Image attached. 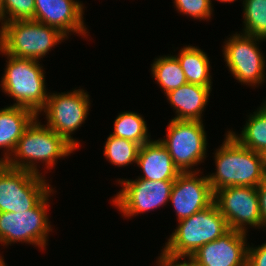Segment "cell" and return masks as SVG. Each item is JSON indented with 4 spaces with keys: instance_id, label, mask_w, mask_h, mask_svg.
<instances>
[{
    "instance_id": "6da1fadb",
    "label": "cell",
    "mask_w": 266,
    "mask_h": 266,
    "mask_svg": "<svg viewBox=\"0 0 266 266\" xmlns=\"http://www.w3.org/2000/svg\"><path fill=\"white\" fill-rule=\"evenodd\" d=\"M225 137L214 154L216 171L208 176L212 191L230 186H259L266 178L260 153L242 146L228 131Z\"/></svg>"
},
{
    "instance_id": "7a4b0ae2",
    "label": "cell",
    "mask_w": 266,
    "mask_h": 266,
    "mask_svg": "<svg viewBox=\"0 0 266 266\" xmlns=\"http://www.w3.org/2000/svg\"><path fill=\"white\" fill-rule=\"evenodd\" d=\"M75 149L63 136L58 135L48 126L42 125L37 116L26 128L5 164L10 168L41 175L36 164L39 163L38 161L45 163L51 170L58 158L70 155Z\"/></svg>"
},
{
    "instance_id": "3957f363",
    "label": "cell",
    "mask_w": 266,
    "mask_h": 266,
    "mask_svg": "<svg viewBox=\"0 0 266 266\" xmlns=\"http://www.w3.org/2000/svg\"><path fill=\"white\" fill-rule=\"evenodd\" d=\"M0 53L7 56L1 90L16 101L13 106L30 109L39 116L49 96L43 66L37 60L4 54L1 49Z\"/></svg>"
},
{
    "instance_id": "277c9868",
    "label": "cell",
    "mask_w": 266,
    "mask_h": 266,
    "mask_svg": "<svg viewBox=\"0 0 266 266\" xmlns=\"http://www.w3.org/2000/svg\"><path fill=\"white\" fill-rule=\"evenodd\" d=\"M230 230L225 217L213 202L207 208L178 221L162 251L173 257H190L198 248Z\"/></svg>"
},
{
    "instance_id": "5b68a950",
    "label": "cell",
    "mask_w": 266,
    "mask_h": 266,
    "mask_svg": "<svg viewBox=\"0 0 266 266\" xmlns=\"http://www.w3.org/2000/svg\"><path fill=\"white\" fill-rule=\"evenodd\" d=\"M66 38L58 29L34 20L7 22L0 27V49L17 58L39 61Z\"/></svg>"
},
{
    "instance_id": "8992f818",
    "label": "cell",
    "mask_w": 266,
    "mask_h": 266,
    "mask_svg": "<svg viewBox=\"0 0 266 266\" xmlns=\"http://www.w3.org/2000/svg\"><path fill=\"white\" fill-rule=\"evenodd\" d=\"M51 189L32 209L15 212H0V243H27L46 249L48 234L52 232L48 219V198L53 194Z\"/></svg>"
},
{
    "instance_id": "52a82bcc",
    "label": "cell",
    "mask_w": 266,
    "mask_h": 266,
    "mask_svg": "<svg viewBox=\"0 0 266 266\" xmlns=\"http://www.w3.org/2000/svg\"><path fill=\"white\" fill-rule=\"evenodd\" d=\"M44 177L0 163V212L32 209L52 189Z\"/></svg>"
},
{
    "instance_id": "ba28073f",
    "label": "cell",
    "mask_w": 266,
    "mask_h": 266,
    "mask_svg": "<svg viewBox=\"0 0 266 266\" xmlns=\"http://www.w3.org/2000/svg\"><path fill=\"white\" fill-rule=\"evenodd\" d=\"M204 127L203 121L171 119L166 138L158 139L180 172H192L207 157Z\"/></svg>"
},
{
    "instance_id": "9c48e42d",
    "label": "cell",
    "mask_w": 266,
    "mask_h": 266,
    "mask_svg": "<svg viewBox=\"0 0 266 266\" xmlns=\"http://www.w3.org/2000/svg\"><path fill=\"white\" fill-rule=\"evenodd\" d=\"M88 92L74 89L72 92L49 93L47 103L41 110L46 115L50 129L63 136L76 149L80 142L71 136L87 119L90 108Z\"/></svg>"
},
{
    "instance_id": "30bf717a",
    "label": "cell",
    "mask_w": 266,
    "mask_h": 266,
    "mask_svg": "<svg viewBox=\"0 0 266 266\" xmlns=\"http://www.w3.org/2000/svg\"><path fill=\"white\" fill-rule=\"evenodd\" d=\"M227 39L223 46L224 61L235 79L255 87L263 84L266 63L258 42L265 40L238 32Z\"/></svg>"
},
{
    "instance_id": "8fae6325",
    "label": "cell",
    "mask_w": 266,
    "mask_h": 266,
    "mask_svg": "<svg viewBox=\"0 0 266 266\" xmlns=\"http://www.w3.org/2000/svg\"><path fill=\"white\" fill-rule=\"evenodd\" d=\"M121 191L112 199L126 217L137 216L165 206L170 199L174 181H152L137 178L135 180L119 179Z\"/></svg>"
},
{
    "instance_id": "7c38bea8",
    "label": "cell",
    "mask_w": 266,
    "mask_h": 266,
    "mask_svg": "<svg viewBox=\"0 0 266 266\" xmlns=\"http://www.w3.org/2000/svg\"><path fill=\"white\" fill-rule=\"evenodd\" d=\"M214 202L230 229L248 233L247 225L263 228L257 187H224L214 193Z\"/></svg>"
},
{
    "instance_id": "4fadbf2b",
    "label": "cell",
    "mask_w": 266,
    "mask_h": 266,
    "mask_svg": "<svg viewBox=\"0 0 266 266\" xmlns=\"http://www.w3.org/2000/svg\"><path fill=\"white\" fill-rule=\"evenodd\" d=\"M199 171L181 172L173 183L169 201L174 206L177 221L192 216L214 202L208 175L201 177Z\"/></svg>"
},
{
    "instance_id": "5bb4252c",
    "label": "cell",
    "mask_w": 266,
    "mask_h": 266,
    "mask_svg": "<svg viewBox=\"0 0 266 266\" xmlns=\"http://www.w3.org/2000/svg\"><path fill=\"white\" fill-rule=\"evenodd\" d=\"M246 236L244 232L230 229L198 248L190 258L197 266H247L249 244Z\"/></svg>"
},
{
    "instance_id": "9a60e30c",
    "label": "cell",
    "mask_w": 266,
    "mask_h": 266,
    "mask_svg": "<svg viewBox=\"0 0 266 266\" xmlns=\"http://www.w3.org/2000/svg\"><path fill=\"white\" fill-rule=\"evenodd\" d=\"M83 6L79 0H35L33 20L58 29L67 38L69 32L86 37Z\"/></svg>"
},
{
    "instance_id": "2e32d148",
    "label": "cell",
    "mask_w": 266,
    "mask_h": 266,
    "mask_svg": "<svg viewBox=\"0 0 266 266\" xmlns=\"http://www.w3.org/2000/svg\"><path fill=\"white\" fill-rule=\"evenodd\" d=\"M136 164L143 170L144 175L139 176L140 179L175 181L181 173L159 140H151L140 146Z\"/></svg>"
},
{
    "instance_id": "e0dca14e",
    "label": "cell",
    "mask_w": 266,
    "mask_h": 266,
    "mask_svg": "<svg viewBox=\"0 0 266 266\" xmlns=\"http://www.w3.org/2000/svg\"><path fill=\"white\" fill-rule=\"evenodd\" d=\"M212 88L186 83L166 94L176 113V120L202 121V113L208 105ZM203 111V112H202Z\"/></svg>"
},
{
    "instance_id": "ac0fdd59",
    "label": "cell",
    "mask_w": 266,
    "mask_h": 266,
    "mask_svg": "<svg viewBox=\"0 0 266 266\" xmlns=\"http://www.w3.org/2000/svg\"><path fill=\"white\" fill-rule=\"evenodd\" d=\"M36 117L33 111L24 107L10 105L0 109V149L4 148L0 163H5L13 154L18 140Z\"/></svg>"
},
{
    "instance_id": "d6986e66",
    "label": "cell",
    "mask_w": 266,
    "mask_h": 266,
    "mask_svg": "<svg viewBox=\"0 0 266 266\" xmlns=\"http://www.w3.org/2000/svg\"><path fill=\"white\" fill-rule=\"evenodd\" d=\"M185 74L187 83L212 88L210 61L205 52L195 46H185L175 55Z\"/></svg>"
},
{
    "instance_id": "ffe728a7",
    "label": "cell",
    "mask_w": 266,
    "mask_h": 266,
    "mask_svg": "<svg viewBox=\"0 0 266 266\" xmlns=\"http://www.w3.org/2000/svg\"><path fill=\"white\" fill-rule=\"evenodd\" d=\"M240 135L228 131L242 146L257 153L266 150V105L249 115Z\"/></svg>"
},
{
    "instance_id": "44dd1931",
    "label": "cell",
    "mask_w": 266,
    "mask_h": 266,
    "mask_svg": "<svg viewBox=\"0 0 266 266\" xmlns=\"http://www.w3.org/2000/svg\"><path fill=\"white\" fill-rule=\"evenodd\" d=\"M151 65L152 76L163 89L165 95L187 83L185 74L175 55L159 56Z\"/></svg>"
},
{
    "instance_id": "7402d4cb",
    "label": "cell",
    "mask_w": 266,
    "mask_h": 266,
    "mask_svg": "<svg viewBox=\"0 0 266 266\" xmlns=\"http://www.w3.org/2000/svg\"><path fill=\"white\" fill-rule=\"evenodd\" d=\"M110 135L134 141L140 146L151 141L146 121L136 112L119 113L114 120V132Z\"/></svg>"
},
{
    "instance_id": "603a6c76",
    "label": "cell",
    "mask_w": 266,
    "mask_h": 266,
    "mask_svg": "<svg viewBox=\"0 0 266 266\" xmlns=\"http://www.w3.org/2000/svg\"><path fill=\"white\" fill-rule=\"evenodd\" d=\"M140 145L134 141L109 135L104 146V156L112 165L123 167L137 163Z\"/></svg>"
},
{
    "instance_id": "cb8c5ba5",
    "label": "cell",
    "mask_w": 266,
    "mask_h": 266,
    "mask_svg": "<svg viewBox=\"0 0 266 266\" xmlns=\"http://www.w3.org/2000/svg\"><path fill=\"white\" fill-rule=\"evenodd\" d=\"M243 33L266 40V0H243Z\"/></svg>"
},
{
    "instance_id": "d4e9b609",
    "label": "cell",
    "mask_w": 266,
    "mask_h": 266,
    "mask_svg": "<svg viewBox=\"0 0 266 266\" xmlns=\"http://www.w3.org/2000/svg\"><path fill=\"white\" fill-rule=\"evenodd\" d=\"M34 13L35 0H3V23L33 20Z\"/></svg>"
},
{
    "instance_id": "484cf974",
    "label": "cell",
    "mask_w": 266,
    "mask_h": 266,
    "mask_svg": "<svg viewBox=\"0 0 266 266\" xmlns=\"http://www.w3.org/2000/svg\"><path fill=\"white\" fill-rule=\"evenodd\" d=\"M173 3L178 13L194 19L209 20L213 14L212 1L210 0H174Z\"/></svg>"
},
{
    "instance_id": "4316f807",
    "label": "cell",
    "mask_w": 266,
    "mask_h": 266,
    "mask_svg": "<svg viewBox=\"0 0 266 266\" xmlns=\"http://www.w3.org/2000/svg\"><path fill=\"white\" fill-rule=\"evenodd\" d=\"M247 266H266V242L258 247L248 246Z\"/></svg>"
},
{
    "instance_id": "83f0119b",
    "label": "cell",
    "mask_w": 266,
    "mask_h": 266,
    "mask_svg": "<svg viewBox=\"0 0 266 266\" xmlns=\"http://www.w3.org/2000/svg\"><path fill=\"white\" fill-rule=\"evenodd\" d=\"M257 193L259 198V211L263 224V230H266L264 229L266 228V178L259 186H257Z\"/></svg>"
},
{
    "instance_id": "f1b7e54d",
    "label": "cell",
    "mask_w": 266,
    "mask_h": 266,
    "mask_svg": "<svg viewBox=\"0 0 266 266\" xmlns=\"http://www.w3.org/2000/svg\"><path fill=\"white\" fill-rule=\"evenodd\" d=\"M158 257V266H178V257L170 256L162 250L160 256Z\"/></svg>"
},
{
    "instance_id": "f546056e",
    "label": "cell",
    "mask_w": 266,
    "mask_h": 266,
    "mask_svg": "<svg viewBox=\"0 0 266 266\" xmlns=\"http://www.w3.org/2000/svg\"><path fill=\"white\" fill-rule=\"evenodd\" d=\"M185 258L186 257H182L184 261L180 262L179 260L181 259V257H178V266H197L190 257H187L188 260H186Z\"/></svg>"
},
{
    "instance_id": "4dcf8cb0",
    "label": "cell",
    "mask_w": 266,
    "mask_h": 266,
    "mask_svg": "<svg viewBox=\"0 0 266 266\" xmlns=\"http://www.w3.org/2000/svg\"><path fill=\"white\" fill-rule=\"evenodd\" d=\"M261 162H262V168H263V172L264 175L266 177V150H263L261 153Z\"/></svg>"
},
{
    "instance_id": "1f68e13d",
    "label": "cell",
    "mask_w": 266,
    "mask_h": 266,
    "mask_svg": "<svg viewBox=\"0 0 266 266\" xmlns=\"http://www.w3.org/2000/svg\"><path fill=\"white\" fill-rule=\"evenodd\" d=\"M0 22L3 24V0H0Z\"/></svg>"
},
{
    "instance_id": "d6a6232c",
    "label": "cell",
    "mask_w": 266,
    "mask_h": 266,
    "mask_svg": "<svg viewBox=\"0 0 266 266\" xmlns=\"http://www.w3.org/2000/svg\"><path fill=\"white\" fill-rule=\"evenodd\" d=\"M211 1V0H210ZM218 2L220 1V2H224V3H230V2H234V1H236V0H217Z\"/></svg>"
},
{
    "instance_id": "836d02e7",
    "label": "cell",
    "mask_w": 266,
    "mask_h": 266,
    "mask_svg": "<svg viewBox=\"0 0 266 266\" xmlns=\"http://www.w3.org/2000/svg\"><path fill=\"white\" fill-rule=\"evenodd\" d=\"M0 266H7L4 262V259L2 258V256H0Z\"/></svg>"
}]
</instances>
